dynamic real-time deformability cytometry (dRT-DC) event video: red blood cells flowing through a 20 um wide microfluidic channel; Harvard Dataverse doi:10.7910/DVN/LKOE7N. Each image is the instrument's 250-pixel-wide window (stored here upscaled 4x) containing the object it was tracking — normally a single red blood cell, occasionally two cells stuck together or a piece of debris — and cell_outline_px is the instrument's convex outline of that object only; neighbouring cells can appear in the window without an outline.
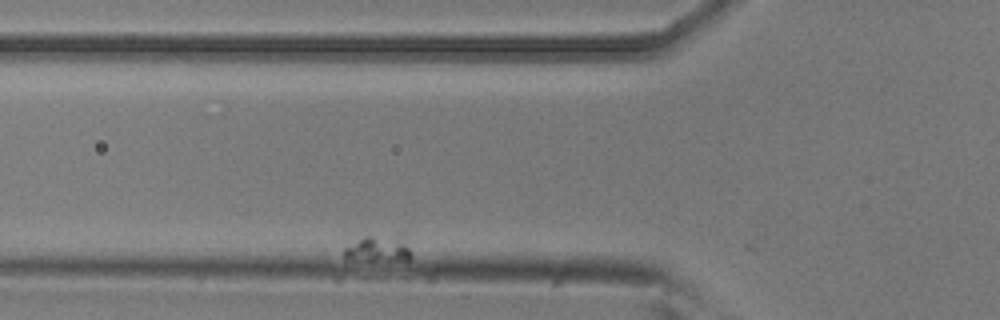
{"species": "common noctule bat (a hibernating species)", "species_latin": "Nyctalus noctula", "temperature_condition": "room temperature", "stored_images_in_passage": 20, "camera_frame_rate_fps": 3000, "um_per_image_px": 0.085, "animal": {"sex": "male", "body_mass_g": 20.5, "forearm_length_mm": 52.5}, "frame": {"image": 1, "passage_image": 2, "time_ms": 0.333, "image_size_px": [1000, 320], "cell_outline_px": [[412, 256], [408, 260], [364, 260], [344, 256], [344, 248], [364, 236], [400, 232], [404, 232], [412, 252]], "centroid_in_image_um": [32.34, 21.06], "position_along_channel_um": 93.5, "area_um2": 10.87}}
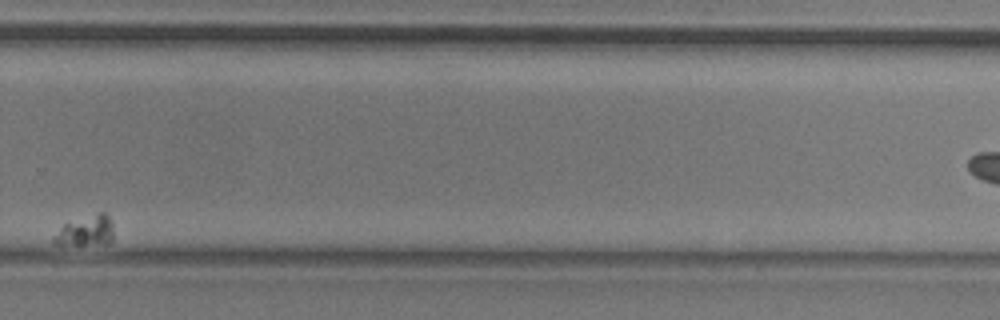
{"frame": {"image": 2, "passage_image": 13, "time_ms": 4.0, "image_size_px": [1000, 320], "cell_outline_px": [[112, 240], [108, 244], [56, 244], [52, 240], [52, 236], [64, 224], [100, 212], [104, 212], [108, 216], [112, 224]], "centroid_in_image_um": [7.3, 19.63], "position_along_channel_um": 322.5, "area_um2": 10.35}}
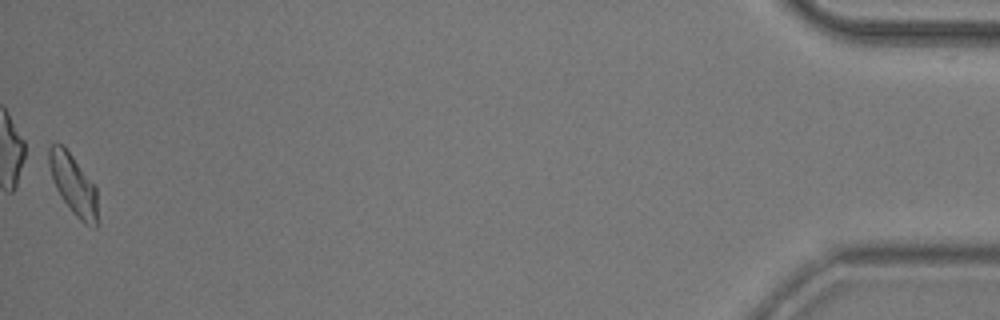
{"frame": {"image": 3, "passage_image": 20, "time_ms": 6.333, "image_size_px": [1000, 320], "cell_outline_px": [[96, 228], [92, 228], [84, 224], [72, 212], [60, 196], [56, 188], [48, 164], [48, 148], [52, 144], [64, 144], [96, 188]], "centroid_in_image_um": [6.21, 15.67], "position_along_channel_um": 429.0, "area_um2": 16.88}}